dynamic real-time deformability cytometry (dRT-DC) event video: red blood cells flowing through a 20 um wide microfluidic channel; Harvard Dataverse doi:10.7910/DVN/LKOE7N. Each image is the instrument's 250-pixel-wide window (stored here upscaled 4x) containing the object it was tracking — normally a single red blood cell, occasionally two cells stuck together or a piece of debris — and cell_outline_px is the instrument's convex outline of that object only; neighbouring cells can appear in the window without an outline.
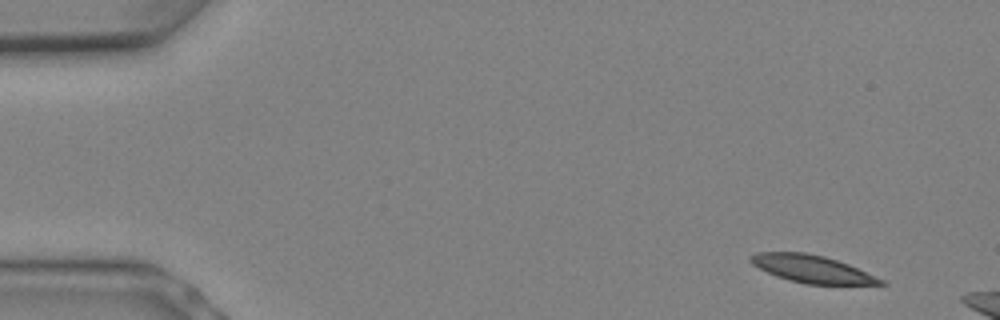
{"species": "Egyptian fruit bat (a non-hibernating species)", "species_latin": "Rousettus aegyptiacus", "temperature_condition": "warm", "stored_images_in_passage": 4, "camera_frame_rate_fps": 3000, "um_per_image_px": 0.085, "animal": {"sex": "female"}, "frame": {"image": 1, "passage_image": 1, "time_ms": 0.0, "image_size_px": [1000, 320], "cell_outline_px": [[888, 284], [804, 284], [788, 280], [776, 276], [752, 264], [748, 260], [748, 256], [756, 252], [804, 252], [824, 256], [848, 264], [884, 280]], "centroid_in_image_um": [68.96, 22.85], "position_along_channel_um": 16.0, "area_um2": 20.69}}